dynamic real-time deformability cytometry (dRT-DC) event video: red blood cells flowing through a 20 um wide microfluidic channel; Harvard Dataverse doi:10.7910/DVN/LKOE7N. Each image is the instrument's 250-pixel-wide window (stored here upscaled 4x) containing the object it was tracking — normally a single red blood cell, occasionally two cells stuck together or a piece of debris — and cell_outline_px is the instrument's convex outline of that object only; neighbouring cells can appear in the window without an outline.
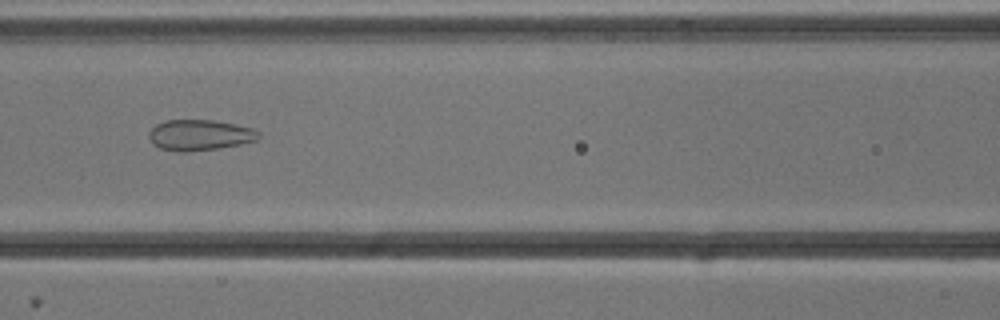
{"species": "common noctule bat (a hibernating species)", "species_latin": "Nyctalus noctula", "temperature_condition": "cold", "stored_images_in_passage": 53, "camera_frame_rate_fps": 3000, "um_per_image_px": 0.085, "animal": {"sex": "male", "body_mass_g": 13.3}, "frame": {"image": 1, "passage_image": 23, "time_ms": 7.333, "image_size_px": [1000, 320], "cell_outline_px": [[260, 136], [256, 140], [240, 144], [216, 148], [184, 152], [180, 152], [160, 148], [152, 144], [148, 136], [148, 132], [156, 124], [164, 120], [212, 120], [236, 124], [252, 128], [260, 132]], "centroid_in_image_um": [16.95, 11.47], "position_along_channel_um": 149.7, "area_um2": 19.65}}
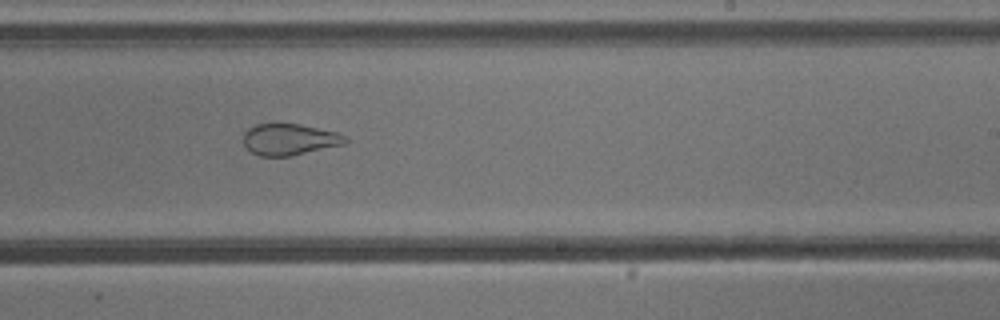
{"frame": {"image": 2, "passage_image": 32, "time_ms": 10.333, "image_size_px": [1000, 320], "cell_outline_px": [[348, 140], [344, 144], [288, 156], [260, 156], [252, 152], [244, 144], [244, 132], [248, 128], [256, 124], [300, 124], [336, 132], [348, 136]], "centroid_in_image_um": [24.61, 11.84], "position_along_channel_um": 264.4, "area_um2": 18.44}}
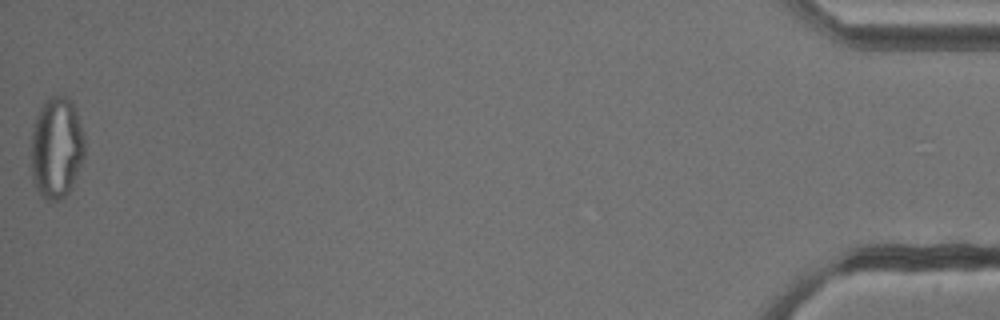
{"frame": {"image": 3, "passage_image": 53, "time_ms": 17.333, "image_size_px": [1000, 320], "cell_outline_px": [[84, 160], [68, 192], [64, 196], [56, 200], [48, 200], [40, 196], [32, 180], [28, 156], [32, 132], [36, 116], [44, 100], [52, 96], [64, 96], [72, 100], [84, 136]], "centroid_in_image_um": [4.75, 12.57], "position_along_channel_um": 430.4, "area_um2": 32.25}, "authors_computed_cell_mechanics": {"area_um2": 27.0504, "velocity_mm_per_s": 3.8438, "shape_relaxation_time_tau1_ms": null, "shape_relaxation_time_tau2_ms": 1.7262, "deformation_change_tau1": null, "deformation_change_tau2": 0.0942}}